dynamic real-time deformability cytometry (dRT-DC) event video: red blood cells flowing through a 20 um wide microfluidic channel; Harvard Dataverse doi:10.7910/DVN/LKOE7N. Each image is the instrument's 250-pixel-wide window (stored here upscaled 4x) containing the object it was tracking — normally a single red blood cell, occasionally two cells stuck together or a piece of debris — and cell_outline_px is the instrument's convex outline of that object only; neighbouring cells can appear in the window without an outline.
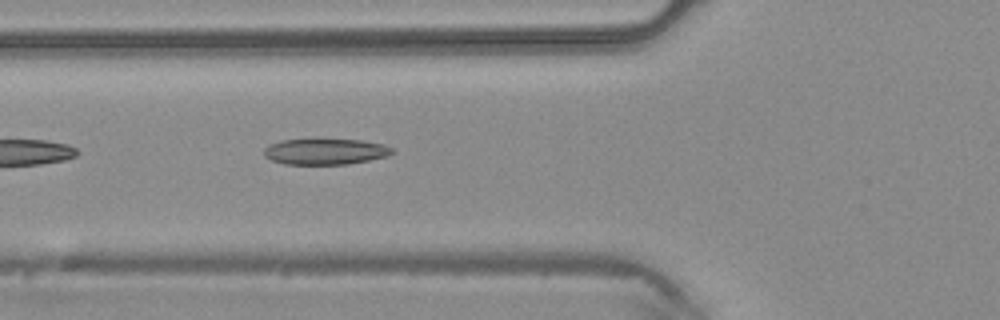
{"species": "common noctule bat (a hibernating species)", "species_latin": "Nyctalus noctula", "temperature_condition": "warm", "stored_images_in_passage": 23, "camera_frame_rate_fps": 3000, "um_per_image_px": 0.085, "animal": {"sex": "male", "body_mass_g": 20.4}, "frame": {"image": 1, "passage_image": 17, "time_ms": 5.333, "image_size_px": [1000, 320], "cell_outline_px": [[392, 152], [388, 156], [348, 164], [284, 164], [272, 160], [264, 156], [264, 148], [268, 144], [280, 140], [360, 140], [384, 144], [392, 148]], "centroid_in_image_um": [27.62, 12.89], "position_along_channel_um": 98.2, "area_um2": 19.19}}
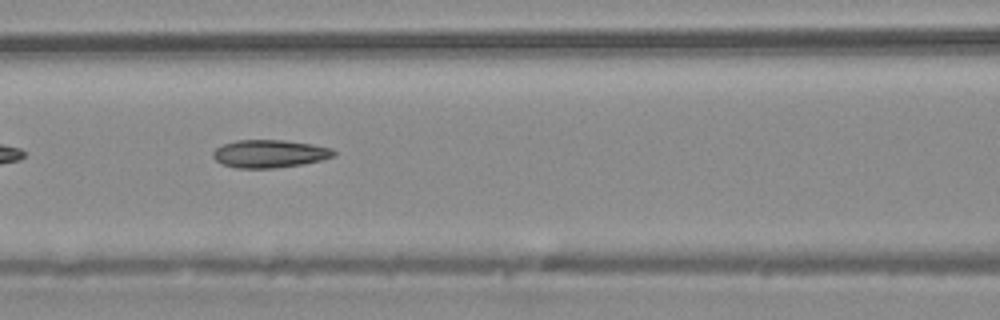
{"frame": {"image": 2, "passage_image": 20, "time_ms": 6.333, "image_size_px": [1000, 320], "cell_outline_px": [[336, 156], [304, 164], [276, 168], [236, 168], [220, 164], [212, 156], [212, 152], [216, 148], [224, 144], [236, 140], [284, 140], [312, 144], [332, 148], [336, 152]], "centroid_in_image_um": [22.91, 13.07], "position_along_channel_um": 143.7, "area_um2": 19.77}}